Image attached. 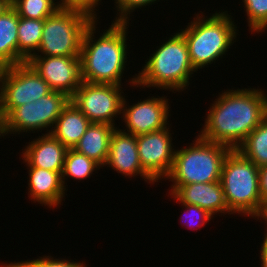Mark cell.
<instances>
[{
    "mask_svg": "<svg viewBox=\"0 0 267 267\" xmlns=\"http://www.w3.org/2000/svg\"><path fill=\"white\" fill-rule=\"evenodd\" d=\"M203 14L197 13L186 28L179 30L185 37L189 58L196 71L222 59L236 42V31H239L228 11H216L210 17Z\"/></svg>",
    "mask_w": 267,
    "mask_h": 267,
    "instance_id": "4",
    "label": "cell"
},
{
    "mask_svg": "<svg viewBox=\"0 0 267 267\" xmlns=\"http://www.w3.org/2000/svg\"><path fill=\"white\" fill-rule=\"evenodd\" d=\"M44 27V20L19 17L18 64L27 62L37 53Z\"/></svg>",
    "mask_w": 267,
    "mask_h": 267,
    "instance_id": "21",
    "label": "cell"
},
{
    "mask_svg": "<svg viewBox=\"0 0 267 267\" xmlns=\"http://www.w3.org/2000/svg\"><path fill=\"white\" fill-rule=\"evenodd\" d=\"M233 89L219 93L198 135L236 150L267 117V94L258 88Z\"/></svg>",
    "mask_w": 267,
    "mask_h": 267,
    "instance_id": "1",
    "label": "cell"
},
{
    "mask_svg": "<svg viewBox=\"0 0 267 267\" xmlns=\"http://www.w3.org/2000/svg\"><path fill=\"white\" fill-rule=\"evenodd\" d=\"M195 138L186 148L175 149L172 170L165 178L172 181L171 186L220 181L224 160L232 149L199 135Z\"/></svg>",
    "mask_w": 267,
    "mask_h": 267,
    "instance_id": "6",
    "label": "cell"
},
{
    "mask_svg": "<svg viewBox=\"0 0 267 267\" xmlns=\"http://www.w3.org/2000/svg\"><path fill=\"white\" fill-rule=\"evenodd\" d=\"M266 28H267V24L259 31L260 33L261 32H264L265 30H266Z\"/></svg>",
    "mask_w": 267,
    "mask_h": 267,
    "instance_id": "35",
    "label": "cell"
},
{
    "mask_svg": "<svg viewBox=\"0 0 267 267\" xmlns=\"http://www.w3.org/2000/svg\"><path fill=\"white\" fill-rule=\"evenodd\" d=\"M263 243H261V249H260V261H261V267H267V235H263Z\"/></svg>",
    "mask_w": 267,
    "mask_h": 267,
    "instance_id": "31",
    "label": "cell"
},
{
    "mask_svg": "<svg viewBox=\"0 0 267 267\" xmlns=\"http://www.w3.org/2000/svg\"><path fill=\"white\" fill-rule=\"evenodd\" d=\"M27 169L29 170L28 197L33 202L37 201L49 208L61 205L67 191L61 173L39 167H27Z\"/></svg>",
    "mask_w": 267,
    "mask_h": 267,
    "instance_id": "17",
    "label": "cell"
},
{
    "mask_svg": "<svg viewBox=\"0 0 267 267\" xmlns=\"http://www.w3.org/2000/svg\"><path fill=\"white\" fill-rule=\"evenodd\" d=\"M220 183L232 214L240 213L254 219L258 217L264 204L259 191V167L237 149L227 154Z\"/></svg>",
    "mask_w": 267,
    "mask_h": 267,
    "instance_id": "5",
    "label": "cell"
},
{
    "mask_svg": "<svg viewBox=\"0 0 267 267\" xmlns=\"http://www.w3.org/2000/svg\"><path fill=\"white\" fill-rule=\"evenodd\" d=\"M101 166L89 159L86 155L78 153L74 149H68L65 155L64 167L62 171V182L66 189L65 182L68 177L71 179L84 180L90 178L94 171L99 170Z\"/></svg>",
    "mask_w": 267,
    "mask_h": 267,
    "instance_id": "23",
    "label": "cell"
},
{
    "mask_svg": "<svg viewBox=\"0 0 267 267\" xmlns=\"http://www.w3.org/2000/svg\"><path fill=\"white\" fill-rule=\"evenodd\" d=\"M43 135V136H42ZM22 149V160L27 167H39L62 174L67 148L51 133L43 134Z\"/></svg>",
    "mask_w": 267,
    "mask_h": 267,
    "instance_id": "16",
    "label": "cell"
},
{
    "mask_svg": "<svg viewBox=\"0 0 267 267\" xmlns=\"http://www.w3.org/2000/svg\"><path fill=\"white\" fill-rule=\"evenodd\" d=\"M52 91L72 97L80 87V56H32L27 61Z\"/></svg>",
    "mask_w": 267,
    "mask_h": 267,
    "instance_id": "13",
    "label": "cell"
},
{
    "mask_svg": "<svg viewBox=\"0 0 267 267\" xmlns=\"http://www.w3.org/2000/svg\"><path fill=\"white\" fill-rule=\"evenodd\" d=\"M259 191L262 202L267 203V164L259 167Z\"/></svg>",
    "mask_w": 267,
    "mask_h": 267,
    "instance_id": "30",
    "label": "cell"
},
{
    "mask_svg": "<svg viewBox=\"0 0 267 267\" xmlns=\"http://www.w3.org/2000/svg\"><path fill=\"white\" fill-rule=\"evenodd\" d=\"M69 102L70 97L66 94L52 91L35 102H28L14 108L0 122V137L4 138L12 133L20 134L31 131L34 133L36 130L42 132L45 128H47L45 129L47 134H50L57 118Z\"/></svg>",
    "mask_w": 267,
    "mask_h": 267,
    "instance_id": "8",
    "label": "cell"
},
{
    "mask_svg": "<svg viewBox=\"0 0 267 267\" xmlns=\"http://www.w3.org/2000/svg\"><path fill=\"white\" fill-rule=\"evenodd\" d=\"M169 195L176 203H186L199 206L209 214H232L225 202L223 187L220 181L208 183H191L188 185L171 186Z\"/></svg>",
    "mask_w": 267,
    "mask_h": 267,
    "instance_id": "15",
    "label": "cell"
},
{
    "mask_svg": "<svg viewBox=\"0 0 267 267\" xmlns=\"http://www.w3.org/2000/svg\"><path fill=\"white\" fill-rule=\"evenodd\" d=\"M97 22L98 20H93L83 35L80 51L81 79L89 83L123 86L121 79L128 61L127 24L130 23L113 20L109 29H105L96 40L94 34L97 32Z\"/></svg>",
    "mask_w": 267,
    "mask_h": 267,
    "instance_id": "2",
    "label": "cell"
},
{
    "mask_svg": "<svg viewBox=\"0 0 267 267\" xmlns=\"http://www.w3.org/2000/svg\"><path fill=\"white\" fill-rule=\"evenodd\" d=\"M90 124L85 114L70 101L57 118L51 134L67 149H73Z\"/></svg>",
    "mask_w": 267,
    "mask_h": 267,
    "instance_id": "19",
    "label": "cell"
},
{
    "mask_svg": "<svg viewBox=\"0 0 267 267\" xmlns=\"http://www.w3.org/2000/svg\"><path fill=\"white\" fill-rule=\"evenodd\" d=\"M51 92L49 84L28 62L0 68V122L14 108Z\"/></svg>",
    "mask_w": 267,
    "mask_h": 267,
    "instance_id": "9",
    "label": "cell"
},
{
    "mask_svg": "<svg viewBox=\"0 0 267 267\" xmlns=\"http://www.w3.org/2000/svg\"><path fill=\"white\" fill-rule=\"evenodd\" d=\"M120 85L82 81L70 101L91 123L116 126L114 118L121 115L124 96Z\"/></svg>",
    "mask_w": 267,
    "mask_h": 267,
    "instance_id": "10",
    "label": "cell"
},
{
    "mask_svg": "<svg viewBox=\"0 0 267 267\" xmlns=\"http://www.w3.org/2000/svg\"><path fill=\"white\" fill-rule=\"evenodd\" d=\"M62 259V260H61ZM63 258L54 259L52 256H43L33 260L21 261L26 267H87L84 262H76Z\"/></svg>",
    "mask_w": 267,
    "mask_h": 267,
    "instance_id": "28",
    "label": "cell"
},
{
    "mask_svg": "<svg viewBox=\"0 0 267 267\" xmlns=\"http://www.w3.org/2000/svg\"><path fill=\"white\" fill-rule=\"evenodd\" d=\"M145 60L138 75H133L130 86L163 89L181 92L188 89L190 78L197 72L191 64L185 37L179 31L174 33ZM146 86V87H145ZM175 91V92H174Z\"/></svg>",
    "mask_w": 267,
    "mask_h": 267,
    "instance_id": "3",
    "label": "cell"
},
{
    "mask_svg": "<svg viewBox=\"0 0 267 267\" xmlns=\"http://www.w3.org/2000/svg\"><path fill=\"white\" fill-rule=\"evenodd\" d=\"M18 24L12 6L0 15V68L18 64Z\"/></svg>",
    "mask_w": 267,
    "mask_h": 267,
    "instance_id": "20",
    "label": "cell"
},
{
    "mask_svg": "<svg viewBox=\"0 0 267 267\" xmlns=\"http://www.w3.org/2000/svg\"><path fill=\"white\" fill-rule=\"evenodd\" d=\"M92 21L83 12L59 9L44 20L40 47L33 56H80L84 32Z\"/></svg>",
    "mask_w": 267,
    "mask_h": 267,
    "instance_id": "7",
    "label": "cell"
},
{
    "mask_svg": "<svg viewBox=\"0 0 267 267\" xmlns=\"http://www.w3.org/2000/svg\"><path fill=\"white\" fill-rule=\"evenodd\" d=\"M11 7V0H0V15Z\"/></svg>",
    "mask_w": 267,
    "mask_h": 267,
    "instance_id": "33",
    "label": "cell"
},
{
    "mask_svg": "<svg viewBox=\"0 0 267 267\" xmlns=\"http://www.w3.org/2000/svg\"><path fill=\"white\" fill-rule=\"evenodd\" d=\"M237 150L257 167L267 164V117L246 137Z\"/></svg>",
    "mask_w": 267,
    "mask_h": 267,
    "instance_id": "22",
    "label": "cell"
},
{
    "mask_svg": "<svg viewBox=\"0 0 267 267\" xmlns=\"http://www.w3.org/2000/svg\"><path fill=\"white\" fill-rule=\"evenodd\" d=\"M116 128L104 123H91L73 149L103 168L108 159L111 136Z\"/></svg>",
    "mask_w": 267,
    "mask_h": 267,
    "instance_id": "18",
    "label": "cell"
},
{
    "mask_svg": "<svg viewBox=\"0 0 267 267\" xmlns=\"http://www.w3.org/2000/svg\"><path fill=\"white\" fill-rule=\"evenodd\" d=\"M57 0H11V6L22 18L45 20L60 8Z\"/></svg>",
    "mask_w": 267,
    "mask_h": 267,
    "instance_id": "24",
    "label": "cell"
},
{
    "mask_svg": "<svg viewBox=\"0 0 267 267\" xmlns=\"http://www.w3.org/2000/svg\"><path fill=\"white\" fill-rule=\"evenodd\" d=\"M115 8L117 9V14L115 21L129 22L131 19L130 14L136 9H141L142 7L149 6L150 4L157 3V0H114ZM160 0H158L159 2ZM119 12V13H118Z\"/></svg>",
    "mask_w": 267,
    "mask_h": 267,
    "instance_id": "26",
    "label": "cell"
},
{
    "mask_svg": "<svg viewBox=\"0 0 267 267\" xmlns=\"http://www.w3.org/2000/svg\"><path fill=\"white\" fill-rule=\"evenodd\" d=\"M105 166L111 167L117 173L125 177L128 176V178L140 175L142 179L147 181L146 183L152 185L156 183L141 166L137 149V136L125 133L119 127L112 133Z\"/></svg>",
    "mask_w": 267,
    "mask_h": 267,
    "instance_id": "14",
    "label": "cell"
},
{
    "mask_svg": "<svg viewBox=\"0 0 267 267\" xmlns=\"http://www.w3.org/2000/svg\"><path fill=\"white\" fill-rule=\"evenodd\" d=\"M251 33L259 31L267 24V0H242Z\"/></svg>",
    "mask_w": 267,
    "mask_h": 267,
    "instance_id": "25",
    "label": "cell"
},
{
    "mask_svg": "<svg viewBox=\"0 0 267 267\" xmlns=\"http://www.w3.org/2000/svg\"><path fill=\"white\" fill-rule=\"evenodd\" d=\"M0 267H26L22 262H10V263H0Z\"/></svg>",
    "mask_w": 267,
    "mask_h": 267,
    "instance_id": "34",
    "label": "cell"
},
{
    "mask_svg": "<svg viewBox=\"0 0 267 267\" xmlns=\"http://www.w3.org/2000/svg\"><path fill=\"white\" fill-rule=\"evenodd\" d=\"M181 205H183V208L185 207L186 208V212L184 211V213H187V216L189 214V216L187 217L186 219V222L184 223V225H186V227L191 228V226L194 228V226H198V228H201L203 227L207 222L211 221V219H213L214 216H212L211 214H209L206 210L200 208L199 206H196V205H193V204H186V203H180ZM190 212H193L191 213L192 217L194 218L193 214L194 215H197L198 218H194L197 219L195 222L194 220L192 219L191 220V215H190ZM195 212V213H194ZM185 215V214H184ZM185 217V216H183ZM182 217V218H183ZM185 217V218H186ZM184 219V218H183ZM190 219V220H189ZM199 220V221H198ZM183 221V220H182ZM199 223V224H198Z\"/></svg>",
    "mask_w": 267,
    "mask_h": 267,
    "instance_id": "29",
    "label": "cell"
},
{
    "mask_svg": "<svg viewBox=\"0 0 267 267\" xmlns=\"http://www.w3.org/2000/svg\"><path fill=\"white\" fill-rule=\"evenodd\" d=\"M102 0H60L59 8L63 10L80 11L89 16L92 20H97L95 10ZM96 7V8H95Z\"/></svg>",
    "mask_w": 267,
    "mask_h": 267,
    "instance_id": "27",
    "label": "cell"
},
{
    "mask_svg": "<svg viewBox=\"0 0 267 267\" xmlns=\"http://www.w3.org/2000/svg\"><path fill=\"white\" fill-rule=\"evenodd\" d=\"M260 218V219H259ZM265 220L264 223H266L267 225V203L263 204V207H262V210H261V213L258 215L257 217V221L258 220ZM264 235H267V228H266V233Z\"/></svg>",
    "mask_w": 267,
    "mask_h": 267,
    "instance_id": "32",
    "label": "cell"
},
{
    "mask_svg": "<svg viewBox=\"0 0 267 267\" xmlns=\"http://www.w3.org/2000/svg\"><path fill=\"white\" fill-rule=\"evenodd\" d=\"M123 99L121 117L125 123V133L135 136L166 128L169 125V109L166 96H156L133 103L131 106ZM128 104V105H127ZM127 130V131H126Z\"/></svg>",
    "mask_w": 267,
    "mask_h": 267,
    "instance_id": "12",
    "label": "cell"
},
{
    "mask_svg": "<svg viewBox=\"0 0 267 267\" xmlns=\"http://www.w3.org/2000/svg\"><path fill=\"white\" fill-rule=\"evenodd\" d=\"M170 126L158 131L137 135V149L142 168L156 181L171 172L175 152ZM159 180V181H158Z\"/></svg>",
    "mask_w": 267,
    "mask_h": 267,
    "instance_id": "11",
    "label": "cell"
}]
</instances>
